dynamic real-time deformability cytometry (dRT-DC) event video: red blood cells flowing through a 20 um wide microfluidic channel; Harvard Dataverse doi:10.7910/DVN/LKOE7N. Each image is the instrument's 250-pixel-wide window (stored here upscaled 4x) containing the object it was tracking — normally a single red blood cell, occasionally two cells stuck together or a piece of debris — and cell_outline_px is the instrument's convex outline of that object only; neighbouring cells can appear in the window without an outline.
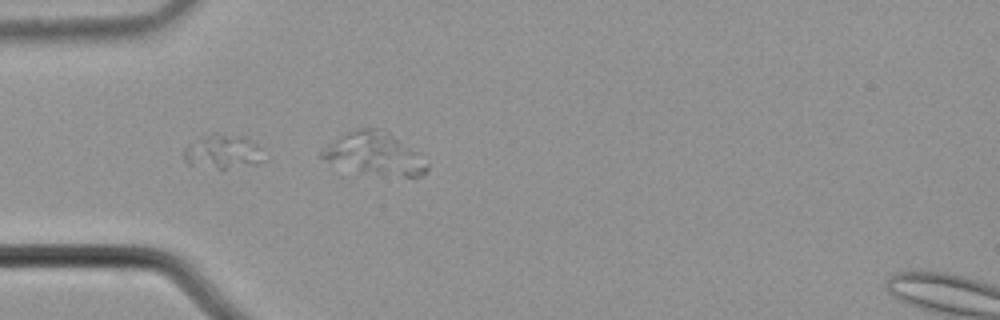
{"species": "common noctule bat (a hibernating species)", "species_latin": "Nyctalus noctula", "temperature_condition": "cold", "stored_images_in_passage": 11, "segment_of_instrument_passage": [1, 2], "camera_frame_rate_fps": 3000, "um_per_image_px": 0.085, "animal": {"sex": "male", "body_mass_g": 21.5, "forearm_length_mm": 52.0}, "frame": {"image": 1, "passage_image": 2, "time_ms": 0.333, "image_size_px": [1000, 320], "cell_outline_px": [[268, 160], [256, 164], [224, 168], [220, 168], [188, 164], [184, 160], [184, 148], [188, 144], [200, 136], [212, 132], [240, 136], [256, 144], [260, 148]], "centroid_in_image_um": [18.94, 12.87], "position_along_channel_um": 66.1, "area_um2": 15.95}}
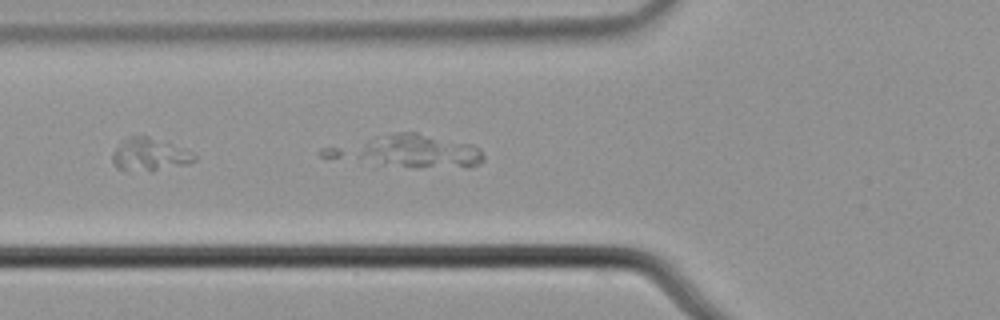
{"frame": {"image": 2, "passage_image": 3, "time_ms": 0.667, "image_size_px": [1000, 320], "cell_outline_px": [[196, 160], [188, 164], [152, 172], [116, 168], [112, 160], [112, 156], [116, 148], [128, 136], [148, 136], [184, 148], [192, 152], [196, 156]], "centroid_in_image_um": [12.75, 13.16], "position_along_channel_um": 113.1, "area_um2": 15.61}}
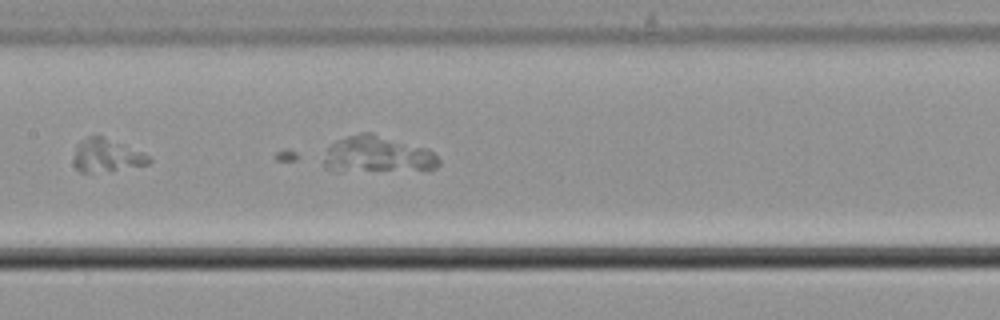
{"frame": {"image": 3, "passage_image": 5, "time_ms": 1.333, "image_size_px": [1000, 320], "cell_outline_px": [[152, 160], [148, 164], [88, 172], [80, 172], [76, 168], [76, 148], [88, 136], [104, 136], [140, 152], [148, 156]], "centroid_in_image_um": [9.07, 13.19], "position_along_channel_um": 198.3, "area_um2": 13.41}}